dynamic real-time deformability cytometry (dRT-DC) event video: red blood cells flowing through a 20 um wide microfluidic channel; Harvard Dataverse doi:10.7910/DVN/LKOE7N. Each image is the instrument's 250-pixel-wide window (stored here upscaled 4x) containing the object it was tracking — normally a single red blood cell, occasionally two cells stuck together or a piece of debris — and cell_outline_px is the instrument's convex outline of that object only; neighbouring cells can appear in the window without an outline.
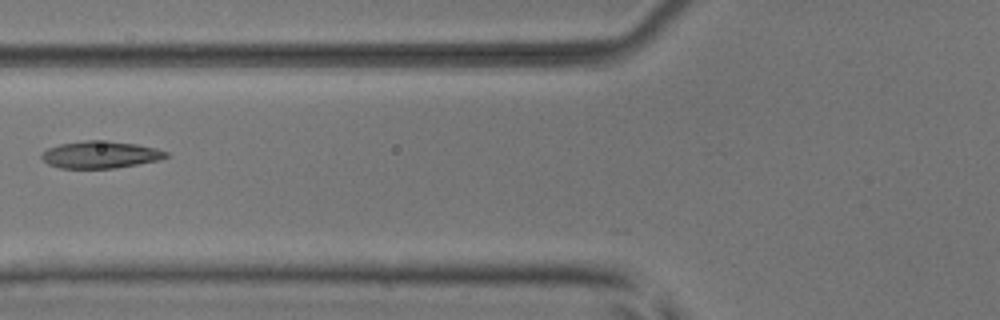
{"species": "common noctule bat (a hibernating species)", "species_latin": "Nyctalus noctula", "temperature_condition": "room temperature", "stored_images_in_passage": 7, "camera_frame_rate_fps": 3000, "um_per_image_px": 0.085, "animal": {"sex": "male", "body_mass_g": 17.9, "forearm_length_mm": 54.2}, "frame": {"image": 1, "passage_image": 6, "time_ms": 1.667, "image_size_px": [1000, 320], "cell_outline_px": [[168, 156], [160, 160], [112, 168], [60, 168], [48, 164], [40, 156], [48, 148], [60, 144], [84, 140], [108, 140], [136, 144], [156, 148], [168, 152]], "centroid_in_image_um": [8.54, 13.13], "position_along_channel_um": 117.3, "area_um2": 19.59}}